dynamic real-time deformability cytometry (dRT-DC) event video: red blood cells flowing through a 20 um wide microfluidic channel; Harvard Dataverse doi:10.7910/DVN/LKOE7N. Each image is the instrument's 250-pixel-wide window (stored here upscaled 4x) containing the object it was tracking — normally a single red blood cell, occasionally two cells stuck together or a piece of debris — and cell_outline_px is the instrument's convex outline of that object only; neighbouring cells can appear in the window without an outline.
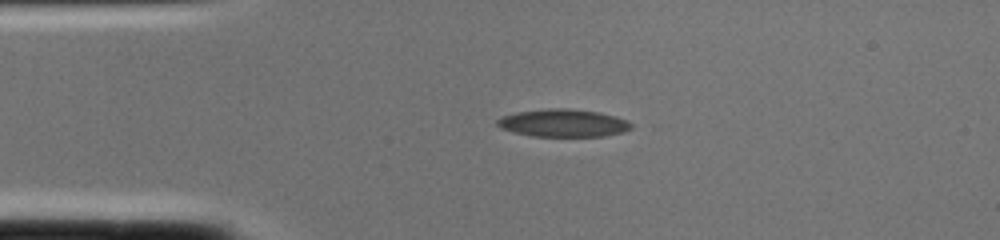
{"species": "common noctule bat (a hibernating species)", "species_latin": "Nyctalus noctula", "temperature_condition": "cold", "stored_images_in_passage": 1, "camera_frame_rate_fps": 3000, "um_per_image_px": 0.085, "animal": {"sex": "female", "body_mass_g": 22.0, "forearm_length_mm": 56.7}, "frame": {"image": 1, "passage_image": 1, "time_ms": 0.0, "image_size_px": [1000, 240], "cell_outline_px": [[632, 128], [624, 132], [604, 136], [532, 136], [512, 132], [500, 128], [496, 124], [496, 120], [500, 116], [516, 112], [548, 108], [568, 108], [600, 112], [616, 116], [628, 120], [632, 124]], "centroid_in_image_um": [47.86, 10.45], "position_along_channel_um": 37.1, "area_um2": 21.91}}